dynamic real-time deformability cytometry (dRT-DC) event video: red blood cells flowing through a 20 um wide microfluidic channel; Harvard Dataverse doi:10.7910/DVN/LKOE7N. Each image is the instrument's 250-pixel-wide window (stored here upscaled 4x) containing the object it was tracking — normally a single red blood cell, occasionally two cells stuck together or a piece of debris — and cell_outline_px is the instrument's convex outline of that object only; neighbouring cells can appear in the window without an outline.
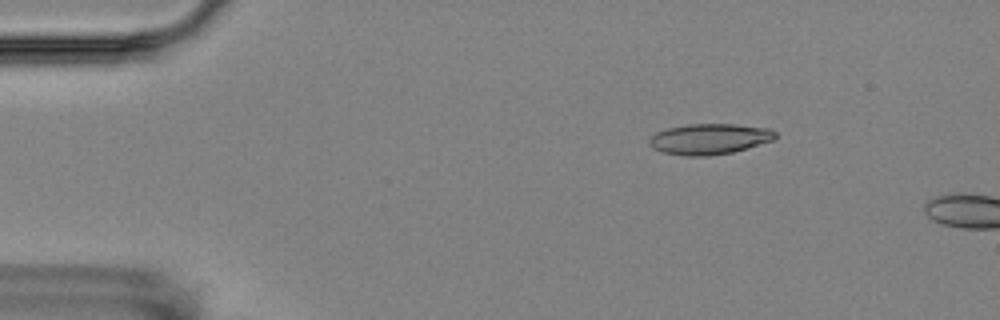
{"species": "Egyptian fruit bat (a non-hibernating species)", "species_latin": "Rousettus aegyptiacus", "temperature_condition": "room temperature", "stored_images_in_passage": 4, "camera_frame_rate_fps": 3000, "um_per_image_px": 0.085, "animal": {"sex": "female"}, "frame": {"image": 1, "passage_image": 3, "time_ms": 2.333, "image_size_px": [1000, 320], "cell_outline_px": [[776, 136], [772, 140], [732, 152], [708, 156], [684, 156], [660, 152], [652, 148], [648, 144], [648, 140], [656, 132], [668, 128], [688, 124], [736, 124], [768, 128], [776, 132]], "centroid_in_image_um": [60.24, 11.82], "position_along_channel_um": 24.8, "area_um2": 22.54}}